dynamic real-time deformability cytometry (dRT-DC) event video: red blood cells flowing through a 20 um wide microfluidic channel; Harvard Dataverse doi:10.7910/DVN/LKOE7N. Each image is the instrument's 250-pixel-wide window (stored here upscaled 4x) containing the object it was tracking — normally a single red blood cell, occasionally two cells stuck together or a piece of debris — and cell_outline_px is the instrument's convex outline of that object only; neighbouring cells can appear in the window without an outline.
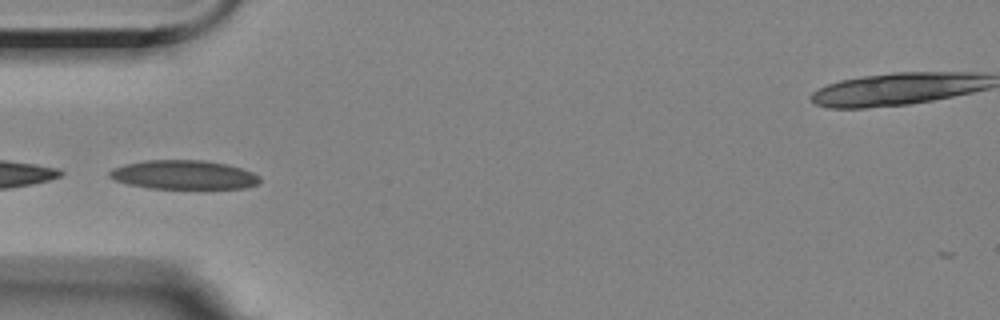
{"species": "Egyptian fruit bat (a non-hibernating species)", "species_latin": "Rousettus aegyptiacus", "temperature_condition": "room temperature", "stored_images_in_passage": 22, "camera_frame_rate_fps": 3000, "um_per_image_px": 0.085, "animal": {"sex": "female"}, "frame": {"image": 1, "passage_image": 1, "time_ms": 0.0, "image_size_px": [1000, 320], "cell_outline_px": [[260, 184], [244, 188], [148, 188], [128, 184], [112, 180], [108, 176], [108, 172], [112, 168], [124, 164], [144, 160], [204, 160], [228, 164], [252, 172], [260, 176]], "centroid_in_image_um": [15.59, 14.85], "position_along_channel_um": 69.4, "area_um2": 25.61}}
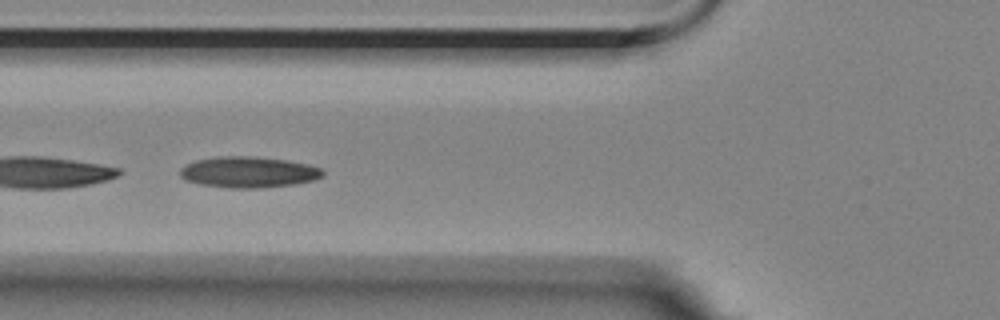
{"frame": {"image": 2, "passage_image": 4, "time_ms": 1.0, "image_size_px": [1000, 320], "cell_outline_px": [[324, 176], [312, 180], [296, 184], [264, 188], [228, 188], [200, 184], [184, 180], [180, 176], [180, 168], [196, 160], [220, 156], [256, 156], [288, 160], [308, 164], [320, 168], [324, 172]], "centroid_in_image_um": [21.13, 14.63], "position_along_channel_um": 104.7, "area_um2": 26.01}}